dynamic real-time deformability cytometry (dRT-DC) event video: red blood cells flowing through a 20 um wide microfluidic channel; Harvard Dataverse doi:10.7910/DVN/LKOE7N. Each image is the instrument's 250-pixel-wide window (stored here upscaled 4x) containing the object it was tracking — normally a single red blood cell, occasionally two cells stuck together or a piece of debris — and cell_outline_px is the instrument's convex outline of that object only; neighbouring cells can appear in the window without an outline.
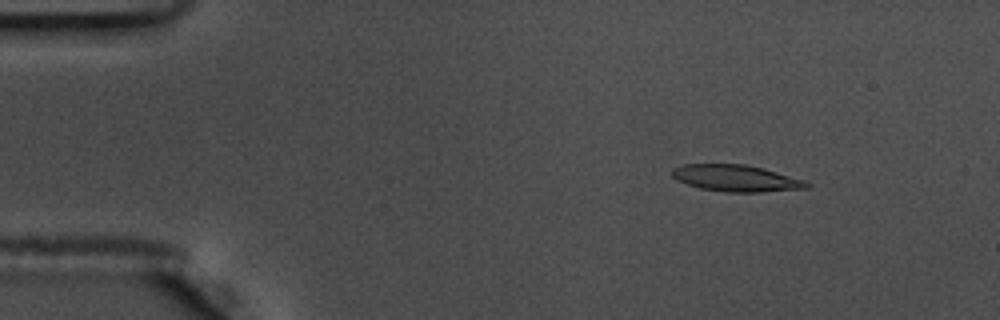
{"species": "common noctule bat (a hibernating species)", "species_latin": "Nyctalus noctula", "temperature_condition": "warm", "stored_images_in_passage": 56, "camera_frame_rate_fps": 3000, "um_per_image_px": 0.085, "animal": {"sex": "male", "body_mass_g": 17.5, "forearm_length_mm": 52.3}, "frame": {"image": 1, "passage_image": 8, "time_ms": 2.333, "image_size_px": [1000, 320], "cell_outline_px": [[812, 184], [808, 188], [760, 192], [724, 192], [700, 188], [676, 180], [672, 176], [672, 168], [684, 164], [744, 164], [764, 168], [804, 180]], "centroid_in_image_um": [62.57, 15.15], "position_along_channel_um": 22.4, "area_um2": 20.92}}
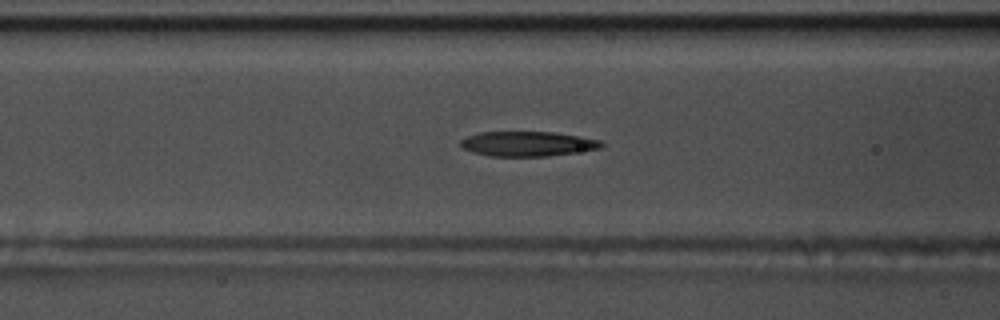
{"frame": {"image": 2, "passage_image": 23, "time_ms": 7.333, "image_size_px": [1000, 320], "cell_outline_px": [[604, 144], [600, 148], [576, 152], [548, 156], [492, 156], [472, 152], [464, 148], [460, 144], [460, 140], [468, 136], [480, 132], [556, 132], [580, 136], [600, 140]], "centroid_in_image_um": [44.85, 12.22], "position_along_channel_um": 121.7, "area_um2": 20.29}}
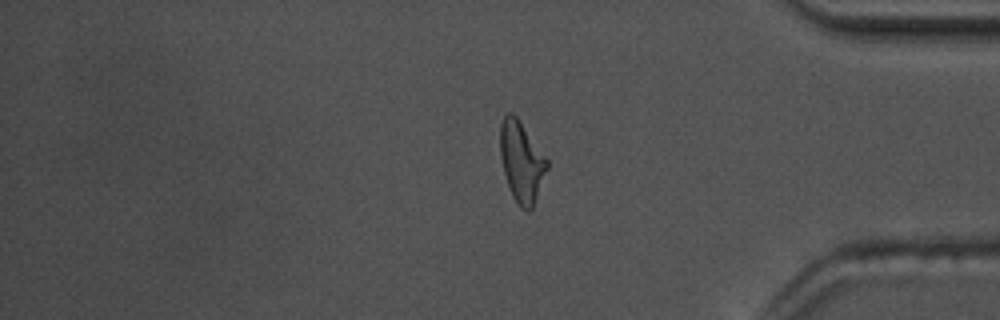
{"frame": {"image": 3, "passage_image": 47, "time_ms": 15.333, "image_size_px": [1000, 320], "cell_outline_px": [[548, 168], [532, 208], [528, 212], [520, 208], [512, 196], [504, 172], [500, 156], [500, 124], [504, 116], [508, 112], [512, 112], [516, 116], [548, 160]], "centroid_in_image_um": [44.32, 13.75], "position_along_channel_um": 390.9, "area_um2": 21.79}, "authors_computed_cell_mechanics": {"area_um2": 21.3571, "velocity_mm_per_s": 3.6346, "shape_relaxation_time_tau1_ms": null, "shape_relaxation_time_tau2_ms": 3.6407, "deformation_change_tau1": null, "deformation_change_tau2": 0.1525}}